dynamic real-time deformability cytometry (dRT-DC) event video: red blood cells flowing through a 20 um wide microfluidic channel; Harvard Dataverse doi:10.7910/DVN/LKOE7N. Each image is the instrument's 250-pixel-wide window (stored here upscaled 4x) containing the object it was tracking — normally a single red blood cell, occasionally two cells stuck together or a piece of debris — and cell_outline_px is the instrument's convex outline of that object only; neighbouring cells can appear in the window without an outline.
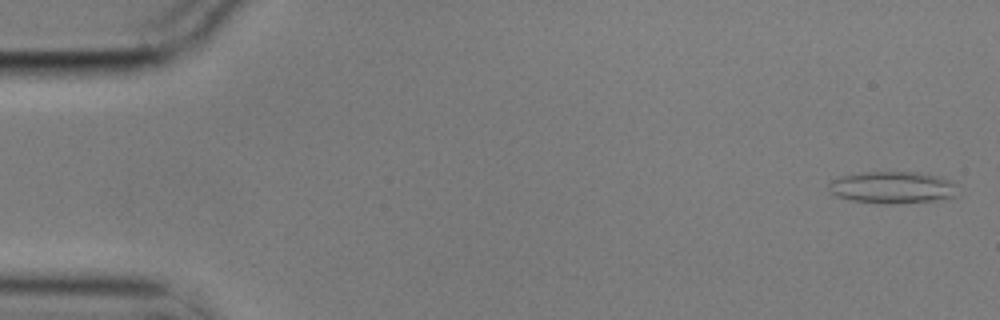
{"species": "common noctule bat (a hibernating species)", "species_latin": "Nyctalus noctula", "temperature_condition": "cold", "stored_images_in_passage": 57, "camera_frame_rate_fps": 3000, "um_per_image_px": 0.085, "animal": {"sex": "male", "body_mass_g": 17.9}, "frame": {"image": 1, "passage_image": 2, "time_ms": 0.333, "image_size_px": [1000, 320], "cell_outline_px": [[956, 196], [944, 200], [884, 204], [880, 204], [852, 200], [832, 196], [828, 188], [828, 184], [832, 180], [840, 176], [860, 172], [916, 172], [936, 176], [948, 180], [952, 184]], "centroid_in_image_um": [75.76, 15.94], "position_along_channel_um": 9.2, "area_um2": 24.04}}
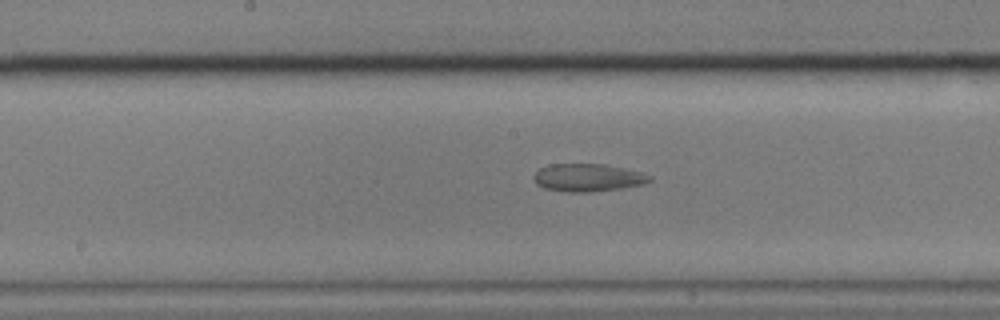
{"frame": {"image": 2, "passage_image": 29, "time_ms": 9.333, "image_size_px": [1000, 320], "cell_outline_px": [[652, 180], [644, 184], [620, 188], [588, 192], [568, 192], [544, 188], [536, 184], [532, 176], [540, 168], [548, 164], [604, 164], [640, 172], [652, 176]], "centroid_in_image_um": [49.94, 15.09], "position_along_channel_um": 198.3, "area_um2": 18.67}}
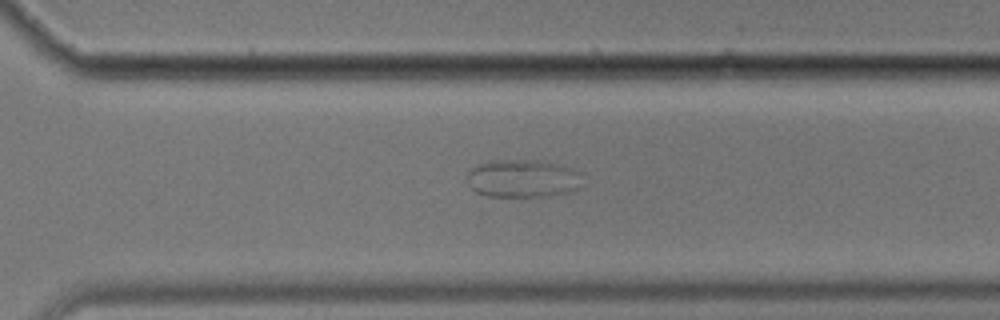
{"frame": {"image": 3, "passage_image": 40, "time_ms": 13.0, "image_size_px": [1000, 320], "cell_outline_px": [[580, 188], [572, 192], [548, 196], [488, 196], [476, 192], [468, 184], [468, 172], [472, 168], [488, 160], [540, 160], [560, 164], [572, 168], [576, 172]], "centroid_in_image_um": [44.41, 15.17], "position_along_channel_um": 326.2, "area_um2": 25.37}}